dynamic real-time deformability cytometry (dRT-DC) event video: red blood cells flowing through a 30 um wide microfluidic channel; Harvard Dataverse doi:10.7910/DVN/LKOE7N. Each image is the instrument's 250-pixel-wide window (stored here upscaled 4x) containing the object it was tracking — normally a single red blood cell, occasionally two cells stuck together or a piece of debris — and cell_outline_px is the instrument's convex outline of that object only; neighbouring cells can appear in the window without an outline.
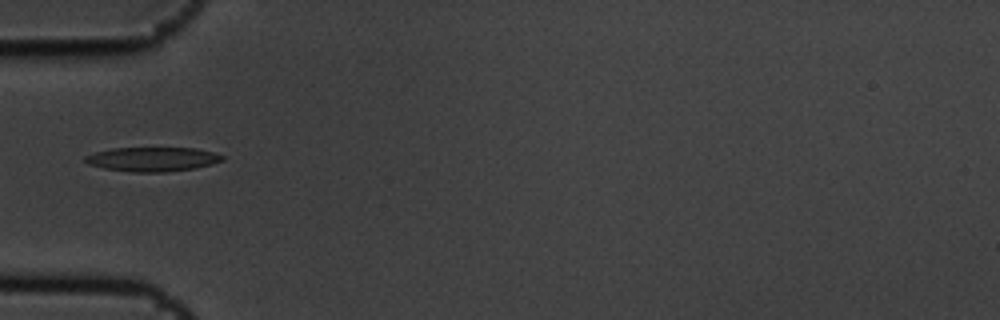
{"species": "common noctule bat (a hibernating species)", "species_latin": "Nyctalus noctula", "temperature_condition": "cold", "stored_images_in_passage": 9, "camera_frame_rate_fps": 3000, "um_per_image_px": 0.085, "animal": {"sex": "male", "body_mass_g": 19.5, "forearm_length_mm": 54.6}, "frame": {"image": 1, "passage_image": 6, "time_ms": 1.667, "image_size_px": [1000, 320], "cell_outline_px": [[224, 160], [212, 164], [196, 168], [164, 172], [132, 172], [104, 168], [88, 164], [84, 160], [84, 156], [96, 152], [112, 148], [196, 148], [212, 152], [224, 156]], "centroid_in_image_um": [12.96, 13.53], "position_along_channel_um": 72.0, "area_um2": 19.36}}
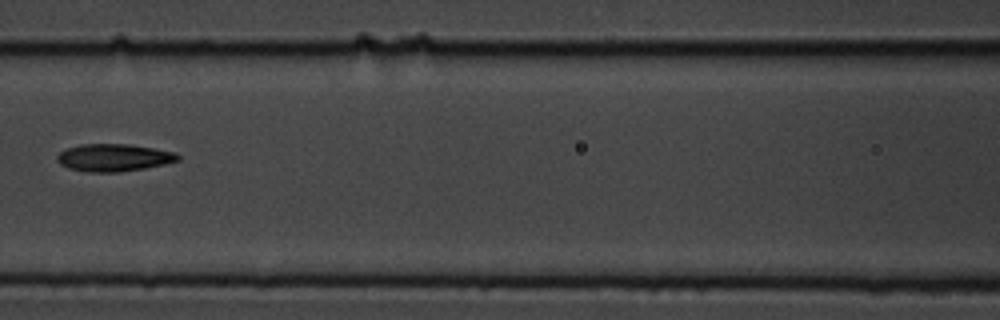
{"frame": {"image": 2, "passage_image": 8, "time_ms": 2.333, "image_size_px": [1000, 320], "cell_outline_px": [[180, 160], [164, 164], [144, 168], [120, 172], [88, 172], [68, 168], [60, 164], [56, 160], [56, 156], [64, 148], [80, 144], [128, 144], [176, 152], [180, 156]], "centroid_in_image_um": [9.64, 13.39], "position_along_channel_um": 157.0, "area_um2": 19.42}}
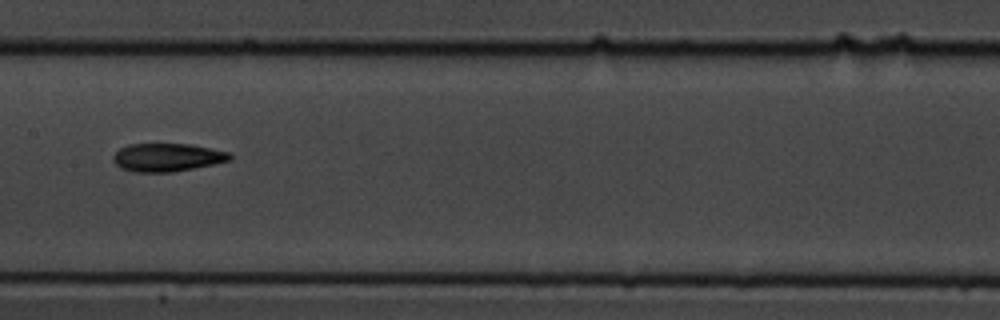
{"frame": {"image": 3, "passage_image": 9, "time_ms": 2.667, "image_size_px": [1000, 320], "cell_outline_px": [[232, 160], [172, 172], [132, 172], [120, 168], [112, 160], [112, 156], [120, 148], [128, 144], [192, 144], [212, 148], [228, 152], [232, 156]], "centroid_in_image_um": [14.19, 13.37], "position_along_channel_um": 193.2, "area_um2": 19.19}}